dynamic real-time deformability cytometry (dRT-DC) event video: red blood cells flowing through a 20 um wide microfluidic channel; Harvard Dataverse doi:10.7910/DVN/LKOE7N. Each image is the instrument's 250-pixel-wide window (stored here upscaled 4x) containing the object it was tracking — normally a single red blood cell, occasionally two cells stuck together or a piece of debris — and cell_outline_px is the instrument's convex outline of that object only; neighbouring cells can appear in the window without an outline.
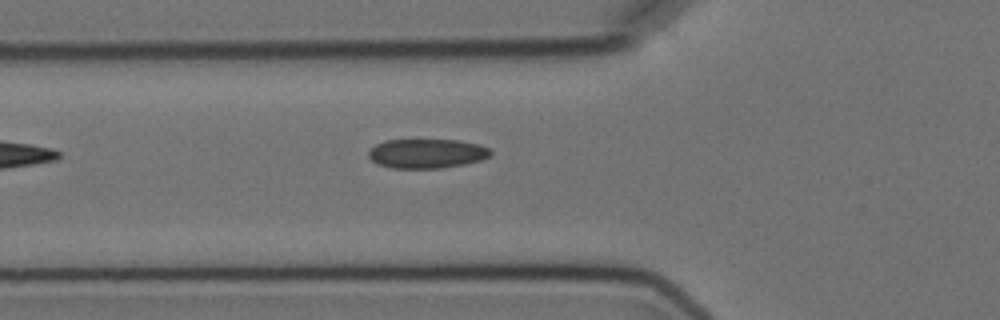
{"species": "Egyptian fruit bat (a non-hibernating species)", "species_latin": "Rousettus aegyptiacus", "temperature_condition": "cold", "stored_images_in_passage": 4, "camera_frame_rate_fps": 3000, "um_per_image_px": 0.085, "animal": {"sex": "female"}, "frame": {"image": 1, "passage_image": 4, "time_ms": 5.667, "image_size_px": [1000, 320], "cell_outline_px": [[492, 156], [480, 160], [464, 164], [440, 168], [392, 168], [376, 164], [368, 156], [368, 152], [376, 144], [384, 140], [456, 140], [480, 144], [492, 148]], "centroid_in_image_um": [36.31, 13.05], "position_along_channel_um": 89.5, "area_um2": 21.04}}